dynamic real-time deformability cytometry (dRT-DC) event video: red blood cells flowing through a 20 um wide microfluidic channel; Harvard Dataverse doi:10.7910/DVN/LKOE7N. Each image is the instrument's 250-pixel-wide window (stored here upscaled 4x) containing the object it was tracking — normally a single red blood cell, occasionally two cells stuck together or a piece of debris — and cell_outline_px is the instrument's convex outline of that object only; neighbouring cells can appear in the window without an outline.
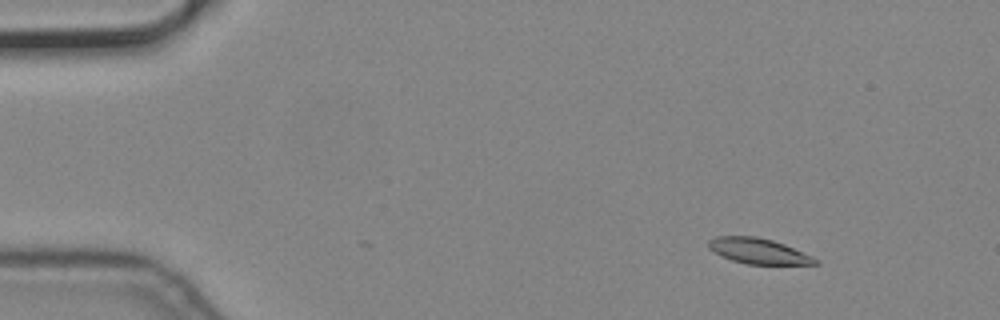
{"species": "common noctule bat (a hibernating species)", "species_latin": "Nyctalus noctula", "temperature_condition": "cold", "stored_images_in_passage": 13, "camera_frame_rate_fps": 3000, "um_per_image_px": 0.085, "animal": {"sex": "male", "body_mass_g": 19.2, "forearm_length_mm": 51.8}, "frame": {"image": 1, "passage_image": 7, "time_ms": 2.0, "image_size_px": [1000, 320], "cell_outline_px": [[820, 264], [748, 264], [732, 260], [720, 256], [708, 248], [708, 240], [716, 236], [756, 236], [772, 240], [784, 244], [812, 256], [820, 260]], "centroid_in_image_um": [64.45, 21.33], "position_along_channel_um": 20.5, "area_um2": 15.9}}